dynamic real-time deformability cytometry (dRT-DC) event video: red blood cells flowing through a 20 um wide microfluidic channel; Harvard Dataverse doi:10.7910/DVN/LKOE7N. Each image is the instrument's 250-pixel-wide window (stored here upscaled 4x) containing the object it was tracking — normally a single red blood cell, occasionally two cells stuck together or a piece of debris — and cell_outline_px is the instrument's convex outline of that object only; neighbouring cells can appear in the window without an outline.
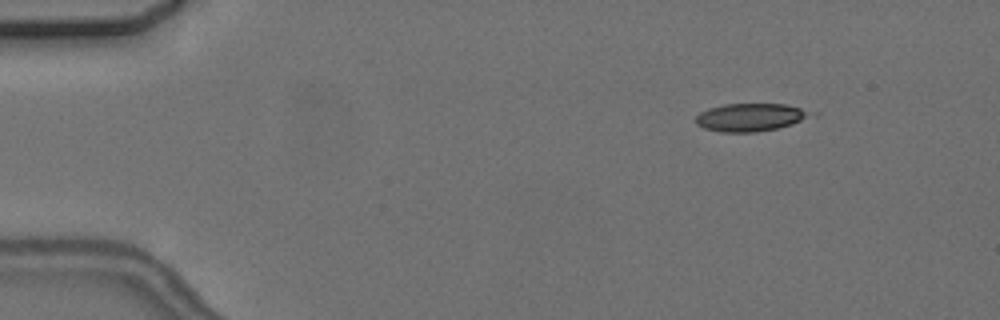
{"species": "common noctule bat (a hibernating species)", "species_latin": "Nyctalus noctula", "temperature_condition": "cold", "stored_images_in_passage": 8, "camera_frame_rate_fps": 3000, "um_per_image_px": 0.085, "animal": {"sex": "female", "body_mass_g": 24.6, "forearm_length_mm": 56.2}, "frame": {"image": 1, "passage_image": 2, "time_ms": 1.333, "image_size_px": [1000, 320], "cell_outline_px": [[808, 116], [792, 124], [776, 128], [756, 132], [720, 132], [704, 128], [696, 124], [696, 116], [700, 112], [708, 108], [724, 104], [784, 104], [800, 108], [808, 112]], "centroid_in_image_um": [63.67, 9.97], "position_along_channel_um": 21.3, "area_um2": 18.26}}
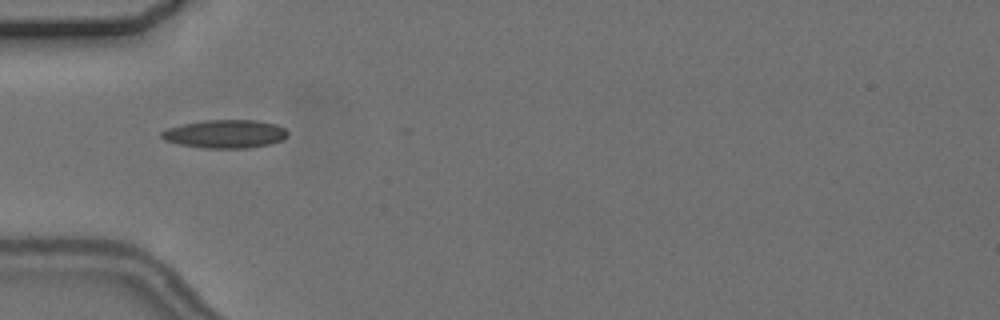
{"frame": {"image": 2, "passage_image": 5, "time_ms": 5.0, "image_size_px": [1000, 320], "cell_outline_px": [[288, 136], [284, 140], [272, 144], [248, 148], [204, 148], [180, 144], [164, 140], [160, 136], [160, 132], [168, 128], [184, 124], [204, 120], [256, 120], [276, 124], [284, 128], [288, 132]], "centroid_in_image_um": [19.18, 11.39], "position_along_channel_um": 65.8, "area_um2": 20.92}}
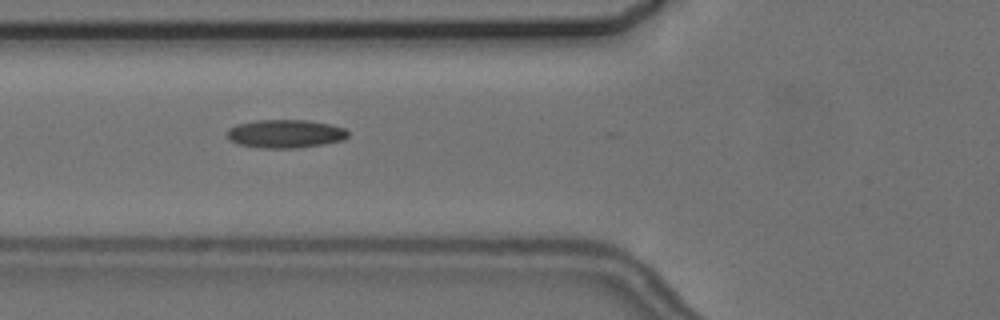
{"frame": {"image": 3, "passage_image": 6, "time_ms": 6.0, "image_size_px": [1000, 320], "cell_outline_px": [[348, 136], [344, 140], [324, 144], [296, 148], [260, 148], [240, 144], [232, 140], [228, 136], [228, 128], [236, 124], [256, 120], [308, 120], [328, 124], [344, 128], [348, 132]], "centroid_in_image_um": [24.27, 11.36], "position_along_channel_um": 101.5, "area_um2": 19.88}}